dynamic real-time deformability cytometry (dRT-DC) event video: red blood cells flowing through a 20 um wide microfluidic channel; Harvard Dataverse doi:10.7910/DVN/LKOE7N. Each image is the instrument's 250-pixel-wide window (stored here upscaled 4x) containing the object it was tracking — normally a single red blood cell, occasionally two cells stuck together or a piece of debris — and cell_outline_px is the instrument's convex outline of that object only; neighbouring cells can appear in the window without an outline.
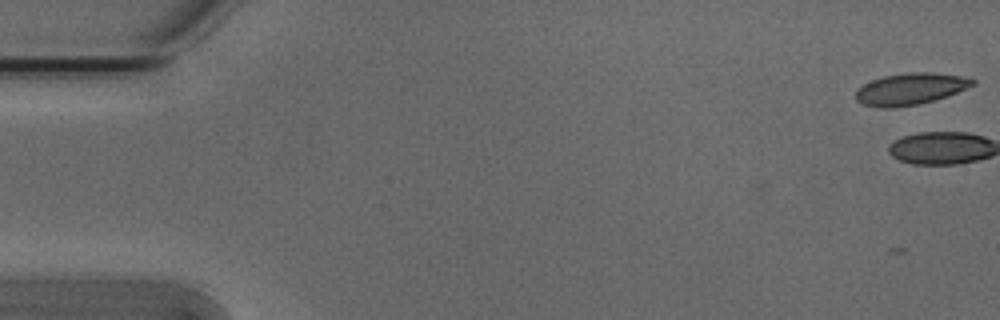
{"species": "Egyptian fruit bat (a non-hibernating species)", "species_latin": "Rousettus aegyptiacus", "temperature_condition": "cold", "stored_images_in_passage": 6, "camera_frame_rate_fps": 3000, "um_per_image_px": 0.085, "animal": {"sex": "male"}, "frame": {"image": 1, "passage_image": 1, "time_ms": 0.0, "image_size_px": [1000, 320], "cell_outline_px": [[976, 84], [956, 92], [932, 100], [916, 104], [888, 108], [884, 108], [864, 104], [856, 100], [856, 88], [872, 80], [884, 76], [908, 72], [932, 72], [960, 76], [976, 80]], "centroid_in_image_um": [77.35, 7.54], "position_along_channel_um": 7.6, "area_um2": 21.15}}
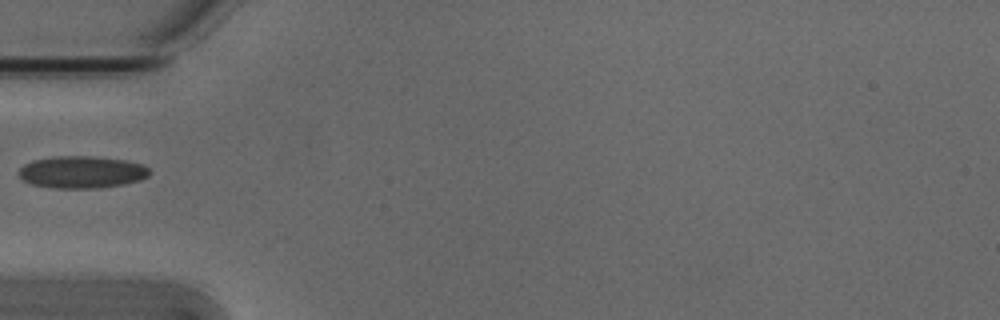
{"frame": {"image": 2, "passage_image": 6, "time_ms": 1.667, "image_size_px": [1000, 320], "cell_outline_px": [[152, 172], [148, 176], [140, 180], [124, 184], [100, 188], [52, 188], [32, 184], [24, 180], [20, 176], [20, 168], [24, 164], [32, 160], [52, 156], [96, 156], [128, 160], [144, 164]], "centroid_in_image_um": [7.0, 14.61], "position_along_channel_um": 78.0, "area_um2": 24.8}}